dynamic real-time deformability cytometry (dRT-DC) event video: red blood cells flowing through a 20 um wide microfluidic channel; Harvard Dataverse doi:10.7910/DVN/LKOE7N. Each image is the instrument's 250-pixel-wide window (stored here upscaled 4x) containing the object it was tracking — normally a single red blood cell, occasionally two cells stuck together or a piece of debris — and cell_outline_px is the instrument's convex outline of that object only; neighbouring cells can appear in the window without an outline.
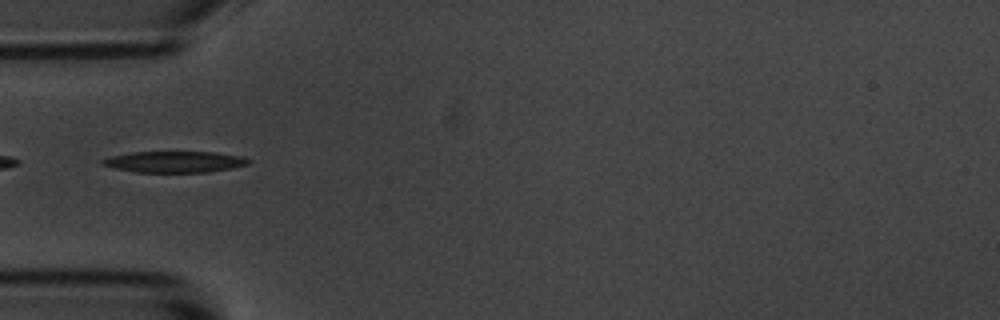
{"species": "common noctule bat (a hibernating species)", "species_latin": "Nyctalus noctula", "temperature_condition": "room temperature", "stored_images_in_passage": 38, "camera_frame_rate_fps": 3000, "um_per_image_px": 0.085, "animal": {"sex": "male", "body_mass_g": 20.1, "forearm_length_mm": 53.5}, "frame": {"image": 1, "passage_image": 1, "time_ms": 0.0, "image_size_px": [1000, 320], "cell_outline_px": [[252, 160], [248, 164], [232, 168], [208, 172], [136, 172], [116, 168], [100, 164], [100, 160], [108, 156], [132, 152], [216, 152], [240, 156]], "centroid_in_image_um": [14.82, 13.75], "position_along_channel_um": 70.2, "area_um2": 18.09}}
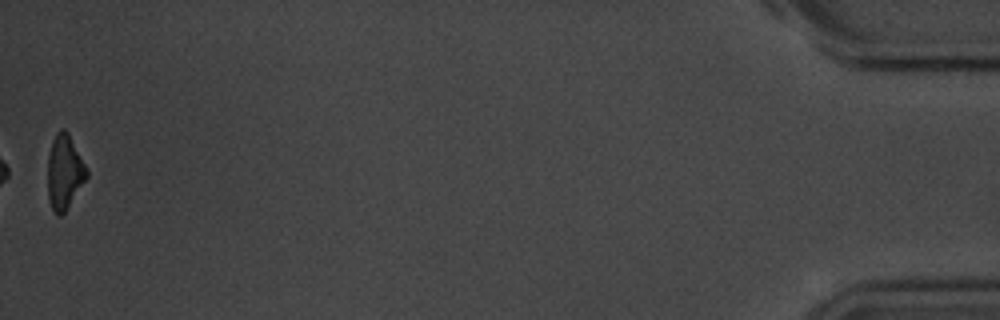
{"frame": {"image": 2, "passage_image": 38, "time_ms": 12.333, "image_size_px": [1000, 320], "cell_outline_px": [[88, 176], [64, 212], [60, 216], [56, 216], [48, 200], [48, 156], [52, 140], [56, 132], [60, 128], [64, 128], [68, 132], [88, 172]], "centroid_in_image_um": [5.45, 14.61], "position_along_channel_um": 429.7, "area_um2": 16.7}, "authors_computed_cell_mechanics": {"area_um2": 18.2359, "velocity_mm_per_s": 3.6886, "shape_relaxation_time_tau1_ms": 2.5973, "shape_relaxation_time_tau2_ms": null, "deformation_change_tau1": 0.1506, "deformation_change_tau2": null}}